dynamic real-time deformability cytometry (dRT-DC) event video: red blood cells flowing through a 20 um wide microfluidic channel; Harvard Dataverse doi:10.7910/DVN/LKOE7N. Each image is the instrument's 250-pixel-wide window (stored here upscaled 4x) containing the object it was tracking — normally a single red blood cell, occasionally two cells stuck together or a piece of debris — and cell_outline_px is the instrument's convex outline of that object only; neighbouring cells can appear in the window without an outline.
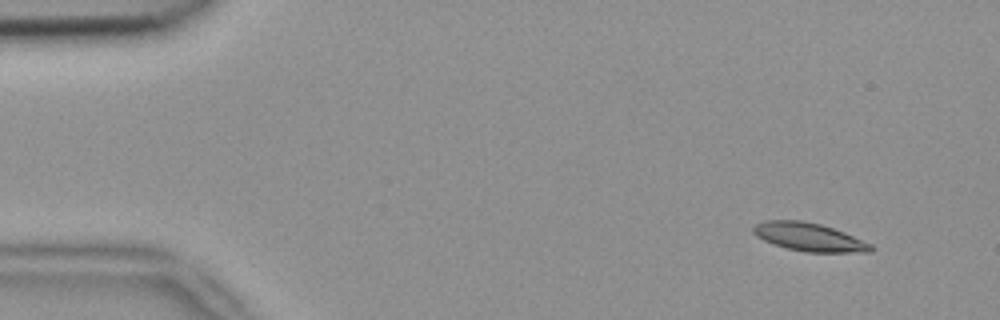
{"species": "common noctule bat (a hibernating species)", "species_latin": "Nyctalus noctula", "temperature_condition": "room temperature", "stored_images_in_passage": 4, "camera_frame_rate_fps": 3000, "um_per_image_px": 0.085, "animal": {"sex": "female", "body_mass_g": 18.4}, "frame": {"image": 1, "passage_image": 1, "time_ms": 0.0, "image_size_px": [1000, 320], "cell_outline_px": [[876, 248], [872, 252], [804, 252], [788, 248], [764, 240], [756, 236], [752, 232], [752, 228], [756, 224], [764, 220], [800, 220], [820, 224], [844, 232], [872, 244]], "centroid_in_image_um": [68.79, 20.15], "position_along_channel_um": 16.2, "area_um2": 19.31}}
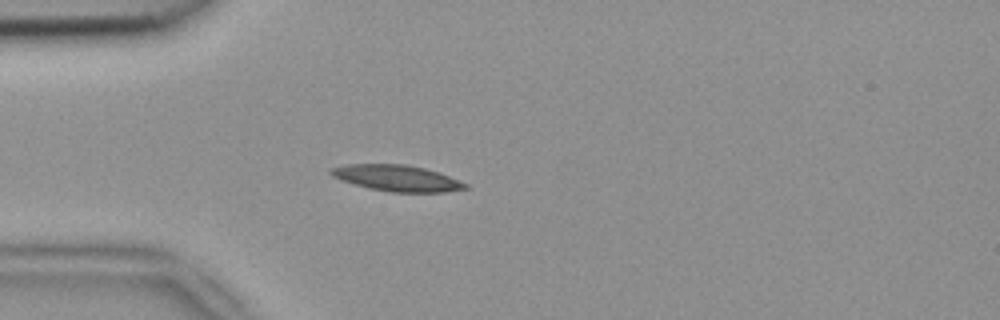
{"frame": {"image": 2, "passage_image": 4, "time_ms": 1.0, "image_size_px": [1000, 320], "cell_outline_px": [[468, 188], [444, 192], [388, 192], [368, 188], [340, 180], [332, 176], [328, 172], [332, 168], [344, 164], [404, 164], [424, 168], [440, 172], [468, 184]], "centroid_in_image_um": [33.72, 15.14], "position_along_channel_um": 51.3, "area_um2": 20.58}}